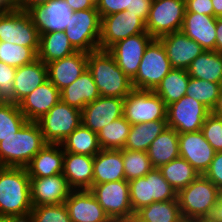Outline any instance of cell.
<instances>
[{"instance_id": "obj_1", "label": "cell", "mask_w": 222, "mask_h": 222, "mask_svg": "<svg viewBox=\"0 0 222 222\" xmlns=\"http://www.w3.org/2000/svg\"><path fill=\"white\" fill-rule=\"evenodd\" d=\"M87 69L100 96L125 98L133 90L132 81L108 50L97 49L88 53Z\"/></svg>"}, {"instance_id": "obj_2", "label": "cell", "mask_w": 222, "mask_h": 222, "mask_svg": "<svg viewBox=\"0 0 222 222\" xmlns=\"http://www.w3.org/2000/svg\"><path fill=\"white\" fill-rule=\"evenodd\" d=\"M46 144L38 123L28 121L17 133L0 141V167H26Z\"/></svg>"}, {"instance_id": "obj_3", "label": "cell", "mask_w": 222, "mask_h": 222, "mask_svg": "<svg viewBox=\"0 0 222 222\" xmlns=\"http://www.w3.org/2000/svg\"><path fill=\"white\" fill-rule=\"evenodd\" d=\"M30 177L25 167H0V217L32 210Z\"/></svg>"}, {"instance_id": "obj_4", "label": "cell", "mask_w": 222, "mask_h": 222, "mask_svg": "<svg viewBox=\"0 0 222 222\" xmlns=\"http://www.w3.org/2000/svg\"><path fill=\"white\" fill-rule=\"evenodd\" d=\"M222 192L204 175L177 192L183 219L207 221Z\"/></svg>"}, {"instance_id": "obj_5", "label": "cell", "mask_w": 222, "mask_h": 222, "mask_svg": "<svg viewBox=\"0 0 222 222\" xmlns=\"http://www.w3.org/2000/svg\"><path fill=\"white\" fill-rule=\"evenodd\" d=\"M128 183L130 203L134 213L153 202L177 199V191L167 182L158 168H153L144 177Z\"/></svg>"}, {"instance_id": "obj_6", "label": "cell", "mask_w": 222, "mask_h": 222, "mask_svg": "<svg viewBox=\"0 0 222 222\" xmlns=\"http://www.w3.org/2000/svg\"><path fill=\"white\" fill-rule=\"evenodd\" d=\"M166 50L159 39L146 47L136 76L131 80L133 89L154 90L172 70Z\"/></svg>"}, {"instance_id": "obj_7", "label": "cell", "mask_w": 222, "mask_h": 222, "mask_svg": "<svg viewBox=\"0 0 222 222\" xmlns=\"http://www.w3.org/2000/svg\"><path fill=\"white\" fill-rule=\"evenodd\" d=\"M64 31L76 51L90 53L99 49L101 17L97 8L73 12Z\"/></svg>"}, {"instance_id": "obj_8", "label": "cell", "mask_w": 222, "mask_h": 222, "mask_svg": "<svg viewBox=\"0 0 222 222\" xmlns=\"http://www.w3.org/2000/svg\"><path fill=\"white\" fill-rule=\"evenodd\" d=\"M89 191L113 222H121L135 215L130 203L127 180L93 184Z\"/></svg>"}, {"instance_id": "obj_9", "label": "cell", "mask_w": 222, "mask_h": 222, "mask_svg": "<svg viewBox=\"0 0 222 222\" xmlns=\"http://www.w3.org/2000/svg\"><path fill=\"white\" fill-rule=\"evenodd\" d=\"M36 122L47 143L60 144L82 123L81 110L60 100Z\"/></svg>"}, {"instance_id": "obj_10", "label": "cell", "mask_w": 222, "mask_h": 222, "mask_svg": "<svg viewBox=\"0 0 222 222\" xmlns=\"http://www.w3.org/2000/svg\"><path fill=\"white\" fill-rule=\"evenodd\" d=\"M39 36L38 29L25 10L5 9L0 13V42L39 48Z\"/></svg>"}, {"instance_id": "obj_11", "label": "cell", "mask_w": 222, "mask_h": 222, "mask_svg": "<svg viewBox=\"0 0 222 222\" xmlns=\"http://www.w3.org/2000/svg\"><path fill=\"white\" fill-rule=\"evenodd\" d=\"M167 106L152 90L133 89L123 103V117L131 124L166 120Z\"/></svg>"}, {"instance_id": "obj_12", "label": "cell", "mask_w": 222, "mask_h": 222, "mask_svg": "<svg viewBox=\"0 0 222 222\" xmlns=\"http://www.w3.org/2000/svg\"><path fill=\"white\" fill-rule=\"evenodd\" d=\"M186 12L185 0H153L146 30L154 39L182 29Z\"/></svg>"}, {"instance_id": "obj_13", "label": "cell", "mask_w": 222, "mask_h": 222, "mask_svg": "<svg viewBox=\"0 0 222 222\" xmlns=\"http://www.w3.org/2000/svg\"><path fill=\"white\" fill-rule=\"evenodd\" d=\"M211 111L199 101L183 96L167 106V127L178 133L201 131L205 119Z\"/></svg>"}, {"instance_id": "obj_14", "label": "cell", "mask_w": 222, "mask_h": 222, "mask_svg": "<svg viewBox=\"0 0 222 222\" xmlns=\"http://www.w3.org/2000/svg\"><path fill=\"white\" fill-rule=\"evenodd\" d=\"M141 33H148L146 23L127 10L101 17L99 49L108 50L116 42Z\"/></svg>"}, {"instance_id": "obj_15", "label": "cell", "mask_w": 222, "mask_h": 222, "mask_svg": "<svg viewBox=\"0 0 222 222\" xmlns=\"http://www.w3.org/2000/svg\"><path fill=\"white\" fill-rule=\"evenodd\" d=\"M153 39L148 33L136 34L116 42L108 49L130 80L136 76L144 51Z\"/></svg>"}, {"instance_id": "obj_16", "label": "cell", "mask_w": 222, "mask_h": 222, "mask_svg": "<svg viewBox=\"0 0 222 222\" xmlns=\"http://www.w3.org/2000/svg\"><path fill=\"white\" fill-rule=\"evenodd\" d=\"M32 207L40 205H60L69 197L72 189L66 177L56 174L47 177H30Z\"/></svg>"}, {"instance_id": "obj_17", "label": "cell", "mask_w": 222, "mask_h": 222, "mask_svg": "<svg viewBox=\"0 0 222 222\" xmlns=\"http://www.w3.org/2000/svg\"><path fill=\"white\" fill-rule=\"evenodd\" d=\"M27 13L39 34L64 31L70 20L72 11L65 0H51L41 6L30 8Z\"/></svg>"}, {"instance_id": "obj_18", "label": "cell", "mask_w": 222, "mask_h": 222, "mask_svg": "<svg viewBox=\"0 0 222 222\" xmlns=\"http://www.w3.org/2000/svg\"><path fill=\"white\" fill-rule=\"evenodd\" d=\"M124 98L100 96L81 110V122L98 133L104 126L123 116Z\"/></svg>"}, {"instance_id": "obj_19", "label": "cell", "mask_w": 222, "mask_h": 222, "mask_svg": "<svg viewBox=\"0 0 222 222\" xmlns=\"http://www.w3.org/2000/svg\"><path fill=\"white\" fill-rule=\"evenodd\" d=\"M179 154L200 174L208 170L215 151L201 131L178 133Z\"/></svg>"}, {"instance_id": "obj_20", "label": "cell", "mask_w": 222, "mask_h": 222, "mask_svg": "<svg viewBox=\"0 0 222 222\" xmlns=\"http://www.w3.org/2000/svg\"><path fill=\"white\" fill-rule=\"evenodd\" d=\"M163 44L172 68L187 70L192 61L205 50L181 30L159 38Z\"/></svg>"}, {"instance_id": "obj_21", "label": "cell", "mask_w": 222, "mask_h": 222, "mask_svg": "<svg viewBox=\"0 0 222 222\" xmlns=\"http://www.w3.org/2000/svg\"><path fill=\"white\" fill-rule=\"evenodd\" d=\"M64 204L71 222H113L89 190H72Z\"/></svg>"}, {"instance_id": "obj_22", "label": "cell", "mask_w": 222, "mask_h": 222, "mask_svg": "<svg viewBox=\"0 0 222 222\" xmlns=\"http://www.w3.org/2000/svg\"><path fill=\"white\" fill-rule=\"evenodd\" d=\"M87 63L88 53L80 51L52 61L46 64L48 79L61 91L76 81L87 70Z\"/></svg>"}, {"instance_id": "obj_23", "label": "cell", "mask_w": 222, "mask_h": 222, "mask_svg": "<svg viewBox=\"0 0 222 222\" xmlns=\"http://www.w3.org/2000/svg\"><path fill=\"white\" fill-rule=\"evenodd\" d=\"M61 100L60 91L47 79L18 103L28 121L36 122Z\"/></svg>"}, {"instance_id": "obj_24", "label": "cell", "mask_w": 222, "mask_h": 222, "mask_svg": "<svg viewBox=\"0 0 222 222\" xmlns=\"http://www.w3.org/2000/svg\"><path fill=\"white\" fill-rule=\"evenodd\" d=\"M216 22L214 16L185 12L181 31L205 51H216Z\"/></svg>"}, {"instance_id": "obj_25", "label": "cell", "mask_w": 222, "mask_h": 222, "mask_svg": "<svg viewBox=\"0 0 222 222\" xmlns=\"http://www.w3.org/2000/svg\"><path fill=\"white\" fill-rule=\"evenodd\" d=\"M94 156L64 152L63 175L72 190H89L93 185Z\"/></svg>"}, {"instance_id": "obj_26", "label": "cell", "mask_w": 222, "mask_h": 222, "mask_svg": "<svg viewBox=\"0 0 222 222\" xmlns=\"http://www.w3.org/2000/svg\"><path fill=\"white\" fill-rule=\"evenodd\" d=\"M48 79L47 65L39 58L16 68L14 78V103L18 104L28 94Z\"/></svg>"}, {"instance_id": "obj_27", "label": "cell", "mask_w": 222, "mask_h": 222, "mask_svg": "<svg viewBox=\"0 0 222 222\" xmlns=\"http://www.w3.org/2000/svg\"><path fill=\"white\" fill-rule=\"evenodd\" d=\"M125 179L122 149H101L94 155L93 184Z\"/></svg>"}, {"instance_id": "obj_28", "label": "cell", "mask_w": 222, "mask_h": 222, "mask_svg": "<svg viewBox=\"0 0 222 222\" xmlns=\"http://www.w3.org/2000/svg\"><path fill=\"white\" fill-rule=\"evenodd\" d=\"M64 150L61 144L47 143L25 167L29 177H47L63 172Z\"/></svg>"}, {"instance_id": "obj_29", "label": "cell", "mask_w": 222, "mask_h": 222, "mask_svg": "<svg viewBox=\"0 0 222 222\" xmlns=\"http://www.w3.org/2000/svg\"><path fill=\"white\" fill-rule=\"evenodd\" d=\"M61 101L82 110L88 103L100 97L97 86L88 69L72 84L60 91Z\"/></svg>"}, {"instance_id": "obj_30", "label": "cell", "mask_w": 222, "mask_h": 222, "mask_svg": "<svg viewBox=\"0 0 222 222\" xmlns=\"http://www.w3.org/2000/svg\"><path fill=\"white\" fill-rule=\"evenodd\" d=\"M154 168H159L173 159L180 157L178 132L173 128H165L150 144L147 151Z\"/></svg>"}, {"instance_id": "obj_31", "label": "cell", "mask_w": 222, "mask_h": 222, "mask_svg": "<svg viewBox=\"0 0 222 222\" xmlns=\"http://www.w3.org/2000/svg\"><path fill=\"white\" fill-rule=\"evenodd\" d=\"M77 52L71 45L65 31H52L39 36L37 58L48 64Z\"/></svg>"}, {"instance_id": "obj_32", "label": "cell", "mask_w": 222, "mask_h": 222, "mask_svg": "<svg viewBox=\"0 0 222 222\" xmlns=\"http://www.w3.org/2000/svg\"><path fill=\"white\" fill-rule=\"evenodd\" d=\"M191 78L222 84V53L204 51L187 69Z\"/></svg>"}, {"instance_id": "obj_33", "label": "cell", "mask_w": 222, "mask_h": 222, "mask_svg": "<svg viewBox=\"0 0 222 222\" xmlns=\"http://www.w3.org/2000/svg\"><path fill=\"white\" fill-rule=\"evenodd\" d=\"M165 128H167L166 120L131 125L124 149L147 152L152 141Z\"/></svg>"}, {"instance_id": "obj_34", "label": "cell", "mask_w": 222, "mask_h": 222, "mask_svg": "<svg viewBox=\"0 0 222 222\" xmlns=\"http://www.w3.org/2000/svg\"><path fill=\"white\" fill-rule=\"evenodd\" d=\"M189 78L187 70L173 68L153 91L168 106L185 96Z\"/></svg>"}, {"instance_id": "obj_35", "label": "cell", "mask_w": 222, "mask_h": 222, "mask_svg": "<svg viewBox=\"0 0 222 222\" xmlns=\"http://www.w3.org/2000/svg\"><path fill=\"white\" fill-rule=\"evenodd\" d=\"M64 152L94 156L101 148L97 133L82 123L61 143Z\"/></svg>"}, {"instance_id": "obj_36", "label": "cell", "mask_w": 222, "mask_h": 222, "mask_svg": "<svg viewBox=\"0 0 222 222\" xmlns=\"http://www.w3.org/2000/svg\"><path fill=\"white\" fill-rule=\"evenodd\" d=\"M141 222H181L178 200L153 202L137 210L134 215Z\"/></svg>"}, {"instance_id": "obj_37", "label": "cell", "mask_w": 222, "mask_h": 222, "mask_svg": "<svg viewBox=\"0 0 222 222\" xmlns=\"http://www.w3.org/2000/svg\"><path fill=\"white\" fill-rule=\"evenodd\" d=\"M167 182L178 192L200 174L184 158L178 157L158 168Z\"/></svg>"}, {"instance_id": "obj_38", "label": "cell", "mask_w": 222, "mask_h": 222, "mask_svg": "<svg viewBox=\"0 0 222 222\" xmlns=\"http://www.w3.org/2000/svg\"><path fill=\"white\" fill-rule=\"evenodd\" d=\"M131 124L122 116L104 126L98 133L101 149H124Z\"/></svg>"}, {"instance_id": "obj_39", "label": "cell", "mask_w": 222, "mask_h": 222, "mask_svg": "<svg viewBox=\"0 0 222 222\" xmlns=\"http://www.w3.org/2000/svg\"><path fill=\"white\" fill-rule=\"evenodd\" d=\"M27 122L18 104L0 102V141L17 133Z\"/></svg>"}, {"instance_id": "obj_40", "label": "cell", "mask_w": 222, "mask_h": 222, "mask_svg": "<svg viewBox=\"0 0 222 222\" xmlns=\"http://www.w3.org/2000/svg\"><path fill=\"white\" fill-rule=\"evenodd\" d=\"M221 86L222 84L190 77L185 95L199 101L212 111L217 102Z\"/></svg>"}, {"instance_id": "obj_41", "label": "cell", "mask_w": 222, "mask_h": 222, "mask_svg": "<svg viewBox=\"0 0 222 222\" xmlns=\"http://www.w3.org/2000/svg\"><path fill=\"white\" fill-rule=\"evenodd\" d=\"M125 180L128 182L144 177L154 167L147 152L122 149Z\"/></svg>"}, {"instance_id": "obj_42", "label": "cell", "mask_w": 222, "mask_h": 222, "mask_svg": "<svg viewBox=\"0 0 222 222\" xmlns=\"http://www.w3.org/2000/svg\"><path fill=\"white\" fill-rule=\"evenodd\" d=\"M38 49L0 42V61L18 68L36 60Z\"/></svg>"}, {"instance_id": "obj_43", "label": "cell", "mask_w": 222, "mask_h": 222, "mask_svg": "<svg viewBox=\"0 0 222 222\" xmlns=\"http://www.w3.org/2000/svg\"><path fill=\"white\" fill-rule=\"evenodd\" d=\"M34 222H71L65 204L40 205L32 208Z\"/></svg>"}, {"instance_id": "obj_44", "label": "cell", "mask_w": 222, "mask_h": 222, "mask_svg": "<svg viewBox=\"0 0 222 222\" xmlns=\"http://www.w3.org/2000/svg\"><path fill=\"white\" fill-rule=\"evenodd\" d=\"M201 132L215 152H222V117L210 113L204 121Z\"/></svg>"}, {"instance_id": "obj_45", "label": "cell", "mask_w": 222, "mask_h": 222, "mask_svg": "<svg viewBox=\"0 0 222 222\" xmlns=\"http://www.w3.org/2000/svg\"><path fill=\"white\" fill-rule=\"evenodd\" d=\"M16 68L0 61V102L14 103V78Z\"/></svg>"}, {"instance_id": "obj_46", "label": "cell", "mask_w": 222, "mask_h": 222, "mask_svg": "<svg viewBox=\"0 0 222 222\" xmlns=\"http://www.w3.org/2000/svg\"><path fill=\"white\" fill-rule=\"evenodd\" d=\"M132 0H101L97 7L100 17L126 11L131 7Z\"/></svg>"}, {"instance_id": "obj_47", "label": "cell", "mask_w": 222, "mask_h": 222, "mask_svg": "<svg viewBox=\"0 0 222 222\" xmlns=\"http://www.w3.org/2000/svg\"><path fill=\"white\" fill-rule=\"evenodd\" d=\"M204 176L222 192V152H215L214 158Z\"/></svg>"}, {"instance_id": "obj_48", "label": "cell", "mask_w": 222, "mask_h": 222, "mask_svg": "<svg viewBox=\"0 0 222 222\" xmlns=\"http://www.w3.org/2000/svg\"><path fill=\"white\" fill-rule=\"evenodd\" d=\"M186 12L213 16V4L211 0H185Z\"/></svg>"}, {"instance_id": "obj_49", "label": "cell", "mask_w": 222, "mask_h": 222, "mask_svg": "<svg viewBox=\"0 0 222 222\" xmlns=\"http://www.w3.org/2000/svg\"><path fill=\"white\" fill-rule=\"evenodd\" d=\"M152 2L153 0H132L131 7L128 8L127 11L138 16L146 23Z\"/></svg>"}, {"instance_id": "obj_50", "label": "cell", "mask_w": 222, "mask_h": 222, "mask_svg": "<svg viewBox=\"0 0 222 222\" xmlns=\"http://www.w3.org/2000/svg\"><path fill=\"white\" fill-rule=\"evenodd\" d=\"M72 12L96 8L89 0H65Z\"/></svg>"}, {"instance_id": "obj_51", "label": "cell", "mask_w": 222, "mask_h": 222, "mask_svg": "<svg viewBox=\"0 0 222 222\" xmlns=\"http://www.w3.org/2000/svg\"><path fill=\"white\" fill-rule=\"evenodd\" d=\"M206 222H222V194L218 198L217 204L214 206Z\"/></svg>"}, {"instance_id": "obj_52", "label": "cell", "mask_w": 222, "mask_h": 222, "mask_svg": "<svg viewBox=\"0 0 222 222\" xmlns=\"http://www.w3.org/2000/svg\"><path fill=\"white\" fill-rule=\"evenodd\" d=\"M7 218L10 222H34L32 211L23 214L10 215Z\"/></svg>"}, {"instance_id": "obj_53", "label": "cell", "mask_w": 222, "mask_h": 222, "mask_svg": "<svg viewBox=\"0 0 222 222\" xmlns=\"http://www.w3.org/2000/svg\"><path fill=\"white\" fill-rule=\"evenodd\" d=\"M51 0H21L20 9L26 12L35 6H41L42 4L48 3Z\"/></svg>"}, {"instance_id": "obj_54", "label": "cell", "mask_w": 222, "mask_h": 222, "mask_svg": "<svg viewBox=\"0 0 222 222\" xmlns=\"http://www.w3.org/2000/svg\"><path fill=\"white\" fill-rule=\"evenodd\" d=\"M216 36V52L222 53V18H217Z\"/></svg>"}, {"instance_id": "obj_55", "label": "cell", "mask_w": 222, "mask_h": 222, "mask_svg": "<svg viewBox=\"0 0 222 222\" xmlns=\"http://www.w3.org/2000/svg\"><path fill=\"white\" fill-rule=\"evenodd\" d=\"M21 0H0V5L4 9H20Z\"/></svg>"}, {"instance_id": "obj_56", "label": "cell", "mask_w": 222, "mask_h": 222, "mask_svg": "<svg viewBox=\"0 0 222 222\" xmlns=\"http://www.w3.org/2000/svg\"><path fill=\"white\" fill-rule=\"evenodd\" d=\"M211 113L216 116L222 117V86L220 89V93H219L217 102H216L214 108L212 109Z\"/></svg>"}, {"instance_id": "obj_57", "label": "cell", "mask_w": 222, "mask_h": 222, "mask_svg": "<svg viewBox=\"0 0 222 222\" xmlns=\"http://www.w3.org/2000/svg\"><path fill=\"white\" fill-rule=\"evenodd\" d=\"M213 4V16L222 18V0H211Z\"/></svg>"}, {"instance_id": "obj_58", "label": "cell", "mask_w": 222, "mask_h": 222, "mask_svg": "<svg viewBox=\"0 0 222 222\" xmlns=\"http://www.w3.org/2000/svg\"><path fill=\"white\" fill-rule=\"evenodd\" d=\"M121 222H141L138 218H136L135 216L129 217L126 220H123Z\"/></svg>"}, {"instance_id": "obj_59", "label": "cell", "mask_w": 222, "mask_h": 222, "mask_svg": "<svg viewBox=\"0 0 222 222\" xmlns=\"http://www.w3.org/2000/svg\"><path fill=\"white\" fill-rule=\"evenodd\" d=\"M91 2V4L94 6V7H98V5L100 4V1L101 0H89Z\"/></svg>"}, {"instance_id": "obj_60", "label": "cell", "mask_w": 222, "mask_h": 222, "mask_svg": "<svg viewBox=\"0 0 222 222\" xmlns=\"http://www.w3.org/2000/svg\"><path fill=\"white\" fill-rule=\"evenodd\" d=\"M181 222H206L203 220L183 219Z\"/></svg>"}, {"instance_id": "obj_61", "label": "cell", "mask_w": 222, "mask_h": 222, "mask_svg": "<svg viewBox=\"0 0 222 222\" xmlns=\"http://www.w3.org/2000/svg\"><path fill=\"white\" fill-rule=\"evenodd\" d=\"M0 222H10L7 217H0Z\"/></svg>"}, {"instance_id": "obj_62", "label": "cell", "mask_w": 222, "mask_h": 222, "mask_svg": "<svg viewBox=\"0 0 222 222\" xmlns=\"http://www.w3.org/2000/svg\"><path fill=\"white\" fill-rule=\"evenodd\" d=\"M5 9L0 5V13L3 12Z\"/></svg>"}]
</instances>
